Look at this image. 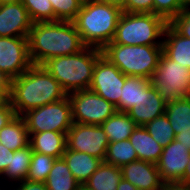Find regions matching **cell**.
I'll return each instance as SVG.
<instances>
[{"mask_svg":"<svg viewBox=\"0 0 190 190\" xmlns=\"http://www.w3.org/2000/svg\"><path fill=\"white\" fill-rule=\"evenodd\" d=\"M101 55V49L85 46L75 54L50 58L42 66L68 94L89 89L95 64Z\"/></svg>","mask_w":190,"mask_h":190,"instance_id":"277c9868","label":"cell"},{"mask_svg":"<svg viewBox=\"0 0 190 190\" xmlns=\"http://www.w3.org/2000/svg\"><path fill=\"white\" fill-rule=\"evenodd\" d=\"M162 48L168 58L190 69V38L178 34L169 24L165 28Z\"/></svg>","mask_w":190,"mask_h":190,"instance_id":"d6986e66","label":"cell"},{"mask_svg":"<svg viewBox=\"0 0 190 190\" xmlns=\"http://www.w3.org/2000/svg\"><path fill=\"white\" fill-rule=\"evenodd\" d=\"M121 179L120 167L102 162L85 185L91 190H117Z\"/></svg>","mask_w":190,"mask_h":190,"instance_id":"cb8c5ba5","label":"cell"},{"mask_svg":"<svg viewBox=\"0 0 190 190\" xmlns=\"http://www.w3.org/2000/svg\"><path fill=\"white\" fill-rule=\"evenodd\" d=\"M10 151L6 146L0 144V176L9 165Z\"/></svg>","mask_w":190,"mask_h":190,"instance_id":"f35d334b","label":"cell"},{"mask_svg":"<svg viewBox=\"0 0 190 190\" xmlns=\"http://www.w3.org/2000/svg\"><path fill=\"white\" fill-rule=\"evenodd\" d=\"M16 116L15 110L11 103L6 100L0 106V130L6 126Z\"/></svg>","mask_w":190,"mask_h":190,"instance_id":"d590c367","label":"cell"},{"mask_svg":"<svg viewBox=\"0 0 190 190\" xmlns=\"http://www.w3.org/2000/svg\"><path fill=\"white\" fill-rule=\"evenodd\" d=\"M32 65L28 37H0V71L12 80Z\"/></svg>","mask_w":190,"mask_h":190,"instance_id":"7c38bea8","label":"cell"},{"mask_svg":"<svg viewBox=\"0 0 190 190\" xmlns=\"http://www.w3.org/2000/svg\"><path fill=\"white\" fill-rule=\"evenodd\" d=\"M175 140L190 150V127L175 135Z\"/></svg>","mask_w":190,"mask_h":190,"instance_id":"60d3db41","label":"cell"},{"mask_svg":"<svg viewBox=\"0 0 190 190\" xmlns=\"http://www.w3.org/2000/svg\"><path fill=\"white\" fill-rule=\"evenodd\" d=\"M129 140L136 151L138 160L157 163L163 147L153 139L144 126H137Z\"/></svg>","mask_w":190,"mask_h":190,"instance_id":"ffe728a7","label":"cell"},{"mask_svg":"<svg viewBox=\"0 0 190 190\" xmlns=\"http://www.w3.org/2000/svg\"><path fill=\"white\" fill-rule=\"evenodd\" d=\"M163 190H190V184L182 181L164 182Z\"/></svg>","mask_w":190,"mask_h":190,"instance_id":"ab89813d","label":"cell"},{"mask_svg":"<svg viewBox=\"0 0 190 190\" xmlns=\"http://www.w3.org/2000/svg\"><path fill=\"white\" fill-rule=\"evenodd\" d=\"M45 184L48 190H76L80 185L63 157L55 159Z\"/></svg>","mask_w":190,"mask_h":190,"instance_id":"d4e9b609","label":"cell"},{"mask_svg":"<svg viewBox=\"0 0 190 190\" xmlns=\"http://www.w3.org/2000/svg\"><path fill=\"white\" fill-rule=\"evenodd\" d=\"M184 9L179 0H153V13L168 23Z\"/></svg>","mask_w":190,"mask_h":190,"instance_id":"d6a6232c","label":"cell"},{"mask_svg":"<svg viewBox=\"0 0 190 190\" xmlns=\"http://www.w3.org/2000/svg\"><path fill=\"white\" fill-rule=\"evenodd\" d=\"M121 14L119 7L90 0L82 4L72 22L85 46L102 50L113 41Z\"/></svg>","mask_w":190,"mask_h":190,"instance_id":"3957f363","label":"cell"},{"mask_svg":"<svg viewBox=\"0 0 190 190\" xmlns=\"http://www.w3.org/2000/svg\"><path fill=\"white\" fill-rule=\"evenodd\" d=\"M33 23L55 21V14L49 0H21Z\"/></svg>","mask_w":190,"mask_h":190,"instance_id":"4dcf8cb0","label":"cell"},{"mask_svg":"<svg viewBox=\"0 0 190 190\" xmlns=\"http://www.w3.org/2000/svg\"><path fill=\"white\" fill-rule=\"evenodd\" d=\"M76 190H91L85 184H80Z\"/></svg>","mask_w":190,"mask_h":190,"instance_id":"bcb514c9","label":"cell"},{"mask_svg":"<svg viewBox=\"0 0 190 190\" xmlns=\"http://www.w3.org/2000/svg\"><path fill=\"white\" fill-rule=\"evenodd\" d=\"M151 82L166 103L190 96V69L164 53L161 54Z\"/></svg>","mask_w":190,"mask_h":190,"instance_id":"52a82bcc","label":"cell"},{"mask_svg":"<svg viewBox=\"0 0 190 190\" xmlns=\"http://www.w3.org/2000/svg\"><path fill=\"white\" fill-rule=\"evenodd\" d=\"M125 79L126 75L106 57L101 55L95 64L93 79L89 89L117 107Z\"/></svg>","mask_w":190,"mask_h":190,"instance_id":"8fae6325","label":"cell"},{"mask_svg":"<svg viewBox=\"0 0 190 190\" xmlns=\"http://www.w3.org/2000/svg\"><path fill=\"white\" fill-rule=\"evenodd\" d=\"M127 13H153V0H126Z\"/></svg>","mask_w":190,"mask_h":190,"instance_id":"e575fe53","label":"cell"},{"mask_svg":"<svg viewBox=\"0 0 190 190\" xmlns=\"http://www.w3.org/2000/svg\"><path fill=\"white\" fill-rule=\"evenodd\" d=\"M12 190H48L45 182H36L30 180H23L19 182L17 186Z\"/></svg>","mask_w":190,"mask_h":190,"instance_id":"8d00e7d4","label":"cell"},{"mask_svg":"<svg viewBox=\"0 0 190 190\" xmlns=\"http://www.w3.org/2000/svg\"><path fill=\"white\" fill-rule=\"evenodd\" d=\"M117 190H138L135 186H133L130 182H128L126 179L122 178Z\"/></svg>","mask_w":190,"mask_h":190,"instance_id":"7bdbcfd3","label":"cell"},{"mask_svg":"<svg viewBox=\"0 0 190 190\" xmlns=\"http://www.w3.org/2000/svg\"><path fill=\"white\" fill-rule=\"evenodd\" d=\"M29 144L33 152L61 158L67 148V134L54 131L29 133Z\"/></svg>","mask_w":190,"mask_h":190,"instance_id":"e0dca14e","label":"cell"},{"mask_svg":"<svg viewBox=\"0 0 190 190\" xmlns=\"http://www.w3.org/2000/svg\"><path fill=\"white\" fill-rule=\"evenodd\" d=\"M167 25L165 19L154 13L122 12L113 42L121 45H162Z\"/></svg>","mask_w":190,"mask_h":190,"instance_id":"8992f818","label":"cell"},{"mask_svg":"<svg viewBox=\"0 0 190 190\" xmlns=\"http://www.w3.org/2000/svg\"><path fill=\"white\" fill-rule=\"evenodd\" d=\"M178 34L190 38V8H185L168 23Z\"/></svg>","mask_w":190,"mask_h":190,"instance_id":"836d02e7","label":"cell"},{"mask_svg":"<svg viewBox=\"0 0 190 190\" xmlns=\"http://www.w3.org/2000/svg\"><path fill=\"white\" fill-rule=\"evenodd\" d=\"M33 151L29 144L17 151H10L9 165L1 175L16 184L27 179Z\"/></svg>","mask_w":190,"mask_h":190,"instance_id":"603a6c76","label":"cell"},{"mask_svg":"<svg viewBox=\"0 0 190 190\" xmlns=\"http://www.w3.org/2000/svg\"><path fill=\"white\" fill-rule=\"evenodd\" d=\"M109 140L101 125L73 123L67 133V149L105 160Z\"/></svg>","mask_w":190,"mask_h":190,"instance_id":"30bf717a","label":"cell"},{"mask_svg":"<svg viewBox=\"0 0 190 190\" xmlns=\"http://www.w3.org/2000/svg\"><path fill=\"white\" fill-rule=\"evenodd\" d=\"M28 47L32 64L42 66L50 58L75 54L85 45L72 21H47L33 23Z\"/></svg>","mask_w":190,"mask_h":190,"instance_id":"6da1fadb","label":"cell"},{"mask_svg":"<svg viewBox=\"0 0 190 190\" xmlns=\"http://www.w3.org/2000/svg\"><path fill=\"white\" fill-rule=\"evenodd\" d=\"M52 4L55 21H73L83 4L80 0H49Z\"/></svg>","mask_w":190,"mask_h":190,"instance_id":"1f68e13d","label":"cell"},{"mask_svg":"<svg viewBox=\"0 0 190 190\" xmlns=\"http://www.w3.org/2000/svg\"><path fill=\"white\" fill-rule=\"evenodd\" d=\"M29 133L22 116H15L0 130V144L11 151H17L29 145Z\"/></svg>","mask_w":190,"mask_h":190,"instance_id":"44dd1931","label":"cell"},{"mask_svg":"<svg viewBox=\"0 0 190 190\" xmlns=\"http://www.w3.org/2000/svg\"><path fill=\"white\" fill-rule=\"evenodd\" d=\"M56 158L50 155L33 152L27 180L45 182Z\"/></svg>","mask_w":190,"mask_h":190,"instance_id":"f546056e","label":"cell"},{"mask_svg":"<svg viewBox=\"0 0 190 190\" xmlns=\"http://www.w3.org/2000/svg\"><path fill=\"white\" fill-rule=\"evenodd\" d=\"M80 1H82V2L84 3V2H88V1H90V0H80Z\"/></svg>","mask_w":190,"mask_h":190,"instance_id":"681fc988","label":"cell"},{"mask_svg":"<svg viewBox=\"0 0 190 190\" xmlns=\"http://www.w3.org/2000/svg\"><path fill=\"white\" fill-rule=\"evenodd\" d=\"M121 170L122 178L138 190H163L164 182L154 163L136 160L123 165Z\"/></svg>","mask_w":190,"mask_h":190,"instance_id":"2e32d148","label":"cell"},{"mask_svg":"<svg viewBox=\"0 0 190 190\" xmlns=\"http://www.w3.org/2000/svg\"><path fill=\"white\" fill-rule=\"evenodd\" d=\"M32 25L21 2L0 3V37H28Z\"/></svg>","mask_w":190,"mask_h":190,"instance_id":"9a60e30c","label":"cell"},{"mask_svg":"<svg viewBox=\"0 0 190 190\" xmlns=\"http://www.w3.org/2000/svg\"><path fill=\"white\" fill-rule=\"evenodd\" d=\"M138 160L135 149L129 139L109 143L104 162L122 167L125 164Z\"/></svg>","mask_w":190,"mask_h":190,"instance_id":"4316f807","label":"cell"},{"mask_svg":"<svg viewBox=\"0 0 190 190\" xmlns=\"http://www.w3.org/2000/svg\"><path fill=\"white\" fill-rule=\"evenodd\" d=\"M68 94L59 82L43 67L32 65L19 77L11 80L8 101L17 116L40 106L58 102Z\"/></svg>","mask_w":190,"mask_h":190,"instance_id":"7a4b0ae2","label":"cell"},{"mask_svg":"<svg viewBox=\"0 0 190 190\" xmlns=\"http://www.w3.org/2000/svg\"><path fill=\"white\" fill-rule=\"evenodd\" d=\"M166 104L149 80L140 88L137 103L127 113L137 126H145L148 122L165 114Z\"/></svg>","mask_w":190,"mask_h":190,"instance_id":"4fadbf2b","label":"cell"},{"mask_svg":"<svg viewBox=\"0 0 190 190\" xmlns=\"http://www.w3.org/2000/svg\"><path fill=\"white\" fill-rule=\"evenodd\" d=\"M21 2V0H0V3H16Z\"/></svg>","mask_w":190,"mask_h":190,"instance_id":"7dc6e473","label":"cell"},{"mask_svg":"<svg viewBox=\"0 0 190 190\" xmlns=\"http://www.w3.org/2000/svg\"><path fill=\"white\" fill-rule=\"evenodd\" d=\"M73 123L101 125L117 110L109 101L90 89L68 93Z\"/></svg>","mask_w":190,"mask_h":190,"instance_id":"9c48e42d","label":"cell"},{"mask_svg":"<svg viewBox=\"0 0 190 190\" xmlns=\"http://www.w3.org/2000/svg\"><path fill=\"white\" fill-rule=\"evenodd\" d=\"M110 143L129 139L137 124L126 112L116 111L101 124Z\"/></svg>","mask_w":190,"mask_h":190,"instance_id":"7402d4cb","label":"cell"},{"mask_svg":"<svg viewBox=\"0 0 190 190\" xmlns=\"http://www.w3.org/2000/svg\"><path fill=\"white\" fill-rule=\"evenodd\" d=\"M62 157L79 184H85L103 162L88 153L68 150L67 148Z\"/></svg>","mask_w":190,"mask_h":190,"instance_id":"ac0fdd59","label":"cell"},{"mask_svg":"<svg viewBox=\"0 0 190 190\" xmlns=\"http://www.w3.org/2000/svg\"><path fill=\"white\" fill-rule=\"evenodd\" d=\"M187 164L188 165L186 167V170L184 172V175L181 181L190 184V158Z\"/></svg>","mask_w":190,"mask_h":190,"instance_id":"ee69618b","label":"cell"},{"mask_svg":"<svg viewBox=\"0 0 190 190\" xmlns=\"http://www.w3.org/2000/svg\"><path fill=\"white\" fill-rule=\"evenodd\" d=\"M184 8H190V0H179Z\"/></svg>","mask_w":190,"mask_h":190,"instance_id":"f6af8a7d","label":"cell"},{"mask_svg":"<svg viewBox=\"0 0 190 190\" xmlns=\"http://www.w3.org/2000/svg\"><path fill=\"white\" fill-rule=\"evenodd\" d=\"M167 116L175 134L190 127V96L181 97L166 104Z\"/></svg>","mask_w":190,"mask_h":190,"instance_id":"484cf974","label":"cell"},{"mask_svg":"<svg viewBox=\"0 0 190 190\" xmlns=\"http://www.w3.org/2000/svg\"><path fill=\"white\" fill-rule=\"evenodd\" d=\"M189 158L190 150L175 139L164 147L156 163L162 181H181Z\"/></svg>","mask_w":190,"mask_h":190,"instance_id":"5bb4252c","label":"cell"},{"mask_svg":"<svg viewBox=\"0 0 190 190\" xmlns=\"http://www.w3.org/2000/svg\"><path fill=\"white\" fill-rule=\"evenodd\" d=\"M11 90V79L4 72L0 71V95L8 99Z\"/></svg>","mask_w":190,"mask_h":190,"instance_id":"74e56055","label":"cell"},{"mask_svg":"<svg viewBox=\"0 0 190 190\" xmlns=\"http://www.w3.org/2000/svg\"><path fill=\"white\" fill-rule=\"evenodd\" d=\"M144 127L163 148L175 139L176 134L165 114L148 122Z\"/></svg>","mask_w":190,"mask_h":190,"instance_id":"f1b7e54d","label":"cell"},{"mask_svg":"<svg viewBox=\"0 0 190 190\" xmlns=\"http://www.w3.org/2000/svg\"><path fill=\"white\" fill-rule=\"evenodd\" d=\"M163 53L162 45H121L113 41L102 49V55L126 76L152 79Z\"/></svg>","mask_w":190,"mask_h":190,"instance_id":"5b68a950","label":"cell"},{"mask_svg":"<svg viewBox=\"0 0 190 190\" xmlns=\"http://www.w3.org/2000/svg\"><path fill=\"white\" fill-rule=\"evenodd\" d=\"M95 2H99V3H106V4H110L116 7H119L122 12H125V2L126 0H92Z\"/></svg>","mask_w":190,"mask_h":190,"instance_id":"b9f144b4","label":"cell"},{"mask_svg":"<svg viewBox=\"0 0 190 190\" xmlns=\"http://www.w3.org/2000/svg\"><path fill=\"white\" fill-rule=\"evenodd\" d=\"M28 133L54 131L68 133L73 125L72 107L69 97L31 109L22 115Z\"/></svg>","mask_w":190,"mask_h":190,"instance_id":"ba28073f","label":"cell"},{"mask_svg":"<svg viewBox=\"0 0 190 190\" xmlns=\"http://www.w3.org/2000/svg\"><path fill=\"white\" fill-rule=\"evenodd\" d=\"M7 99L3 96L0 95V106L6 101Z\"/></svg>","mask_w":190,"mask_h":190,"instance_id":"c3c4849f","label":"cell"},{"mask_svg":"<svg viewBox=\"0 0 190 190\" xmlns=\"http://www.w3.org/2000/svg\"><path fill=\"white\" fill-rule=\"evenodd\" d=\"M149 81L148 78L141 76H126L122 87L120 102L116 107L119 112H128L137 103L140 97V88Z\"/></svg>","mask_w":190,"mask_h":190,"instance_id":"83f0119b","label":"cell"}]
</instances>
